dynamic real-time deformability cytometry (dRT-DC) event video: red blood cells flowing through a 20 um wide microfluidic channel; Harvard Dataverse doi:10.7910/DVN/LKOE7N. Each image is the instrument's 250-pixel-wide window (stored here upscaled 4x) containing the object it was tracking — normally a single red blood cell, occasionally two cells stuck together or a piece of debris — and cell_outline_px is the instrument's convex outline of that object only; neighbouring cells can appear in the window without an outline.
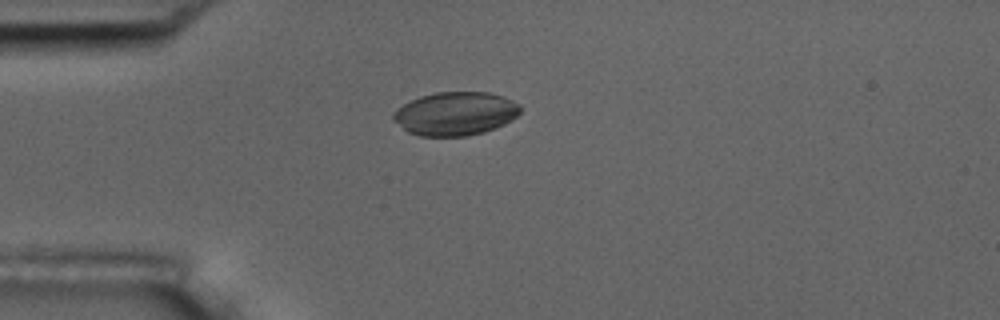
{"species": "common noctule bat (a hibernating species)", "species_latin": "Nyctalus noctula", "temperature_condition": "room temperature", "stored_images_in_passage": 43, "camera_frame_rate_fps": 3000, "um_per_image_px": 0.085, "animal": {"sex": "male", "body_mass_g": 17.5, "forearm_length_mm": 52.3}, "frame": {"image": 1, "passage_image": 2, "time_ms": 0.333, "image_size_px": [1000, 320], "cell_outline_px": [[520, 112], [512, 120], [496, 128], [484, 132], [468, 136], [420, 136], [408, 132], [392, 120], [392, 112], [396, 108], [420, 96], [436, 92], [488, 92], [504, 96], [520, 104]], "centroid_in_image_um": [38.7, 9.66], "position_along_channel_um": 46.3, "area_um2": 32.43}}
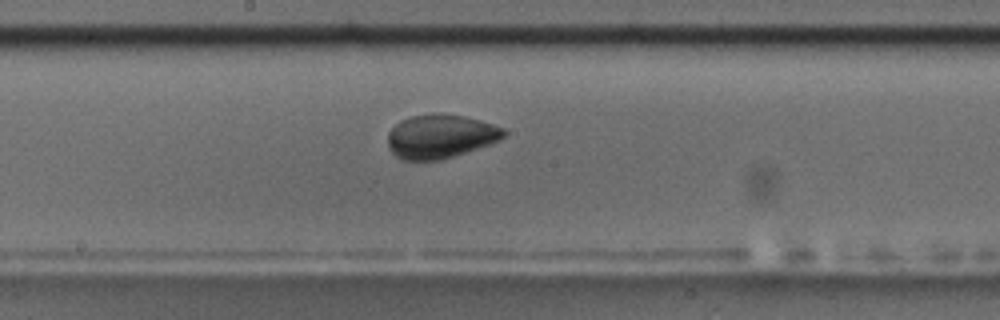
{"frame": {"image": 2, "passage_image": 17, "time_ms": 5.333, "image_size_px": [1000, 320], "cell_outline_px": [[508, 132], [500, 140], [440, 160], [400, 160], [388, 148], [388, 132], [400, 120], [412, 116], [436, 112], [464, 116], [480, 120], [504, 128]], "centroid_in_image_um": [37.41, 11.58], "position_along_channel_um": 210.8, "area_um2": 29.59}}
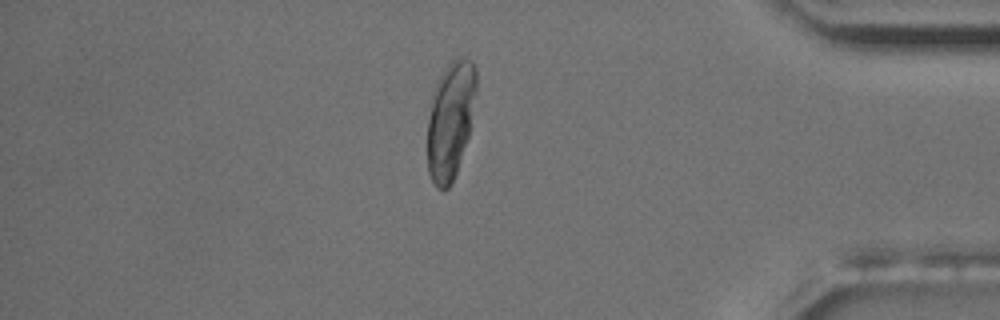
{"frame": {"image": 3, "passage_image": 35, "time_ms": 11.333, "image_size_px": [1000, 320], "cell_outline_px": [[476, 88], [468, 136], [452, 184], [444, 192], [436, 188], [428, 172], [428, 120], [432, 92], [436, 80], [444, 68], [456, 56], [460, 56], [472, 60], [476, 68]], "centroid_in_image_um": [38.27, 10.18], "position_along_channel_um": 396.9, "area_um2": 33.52}}